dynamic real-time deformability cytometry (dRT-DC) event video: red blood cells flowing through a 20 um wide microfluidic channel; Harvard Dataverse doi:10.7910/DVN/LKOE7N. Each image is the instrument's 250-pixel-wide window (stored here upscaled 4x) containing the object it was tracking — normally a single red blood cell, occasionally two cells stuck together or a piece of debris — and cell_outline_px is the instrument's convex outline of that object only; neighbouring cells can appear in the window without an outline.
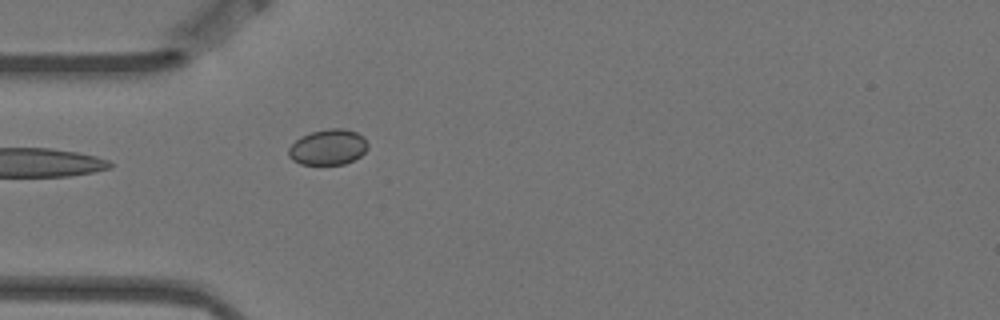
{"species": "Egyptian fruit bat (a non-hibernating species)", "species_latin": "Rousettus aegyptiacus", "temperature_condition": "warm", "stored_images_in_passage": 2, "camera_frame_rate_fps": 3000, "um_per_image_px": 0.085, "animal": {"sex": "female"}, "frame": {"image": 1, "passage_image": 2, "time_ms": 0.333, "image_size_px": [1000, 320], "cell_outline_px": [[368, 148], [360, 156], [344, 164], [300, 164], [292, 160], [288, 156], [288, 148], [300, 136], [312, 132], [328, 128], [344, 128], [356, 132], [364, 136], [368, 144]], "centroid_in_image_um": [27.88, 12.5], "position_along_channel_um": 57.1, "area_um2": 16.53}}